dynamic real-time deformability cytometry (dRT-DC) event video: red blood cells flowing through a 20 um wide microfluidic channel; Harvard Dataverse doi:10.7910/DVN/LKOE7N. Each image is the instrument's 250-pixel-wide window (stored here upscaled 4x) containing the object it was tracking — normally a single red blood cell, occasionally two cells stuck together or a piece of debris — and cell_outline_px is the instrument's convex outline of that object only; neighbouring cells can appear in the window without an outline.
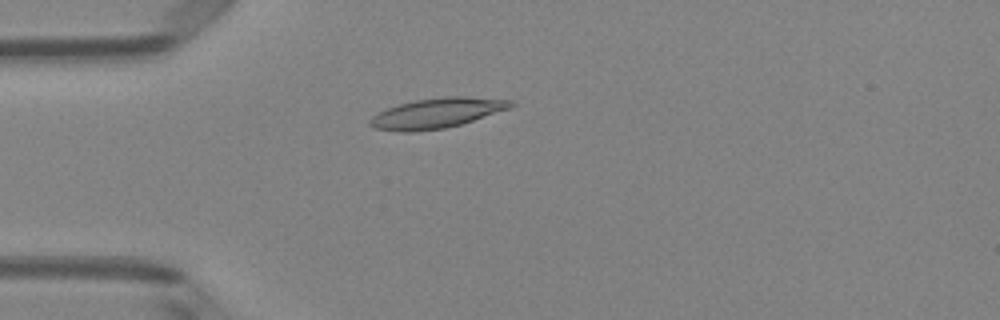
{"species": "Egyptian fruit bat (a non-hibernating species)", "species_latin": "Rousettus aegyptiacus", "temperature_condition": "room temperature", "stored_images_in_passage": 51, "camera_frame_rate_fps": 3000, "um_per_image_px": 0.085, "animal": {"sex": "female"}, "frame": {"image": 1, "passage_image": 14, "time_ms": 4.333, "image_size_px": [1000, 320], "cell_outline_px": [[516, 104], [508, 108], [460, 124], [444, 128], [412, 132], [400, 132], [376, 128], [368, 124], [368, 120], [372, 116], [388, 108], [400, 104], [416, 100], [448, 96], [464, 96], [516, 100]], "centroid_in_image_um": [37.13, 9.61], "position_along_channel_um": 47.9, "area_um2": 24.33}}
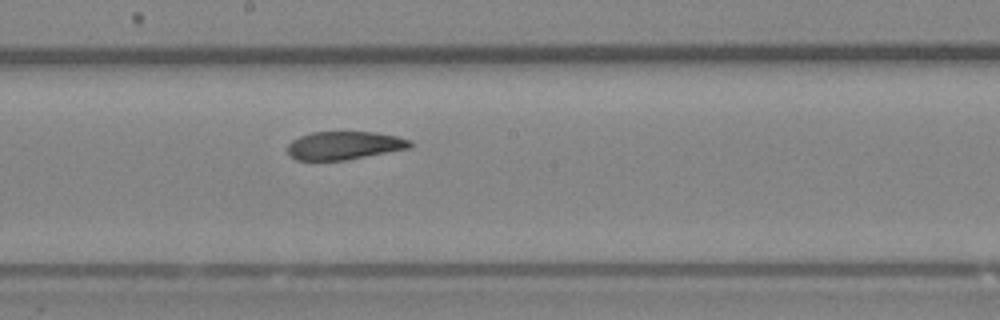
{"frame": {"image": 2, "passage_image": 28, "time_ms": 9.0, "image_size_px": [1000, 320], "cell_outline_px": [[412, 148], [344, 160], [296, 160], [288, 156], [288, 144], [292, 140], [300, 136], [312, 132], [376, 132], [396, 136], [412, 140]], "centroid_in_image_um": [29.27, 12.36], "position_along_channel_um": 218.9, "area_um2": 20.23}}
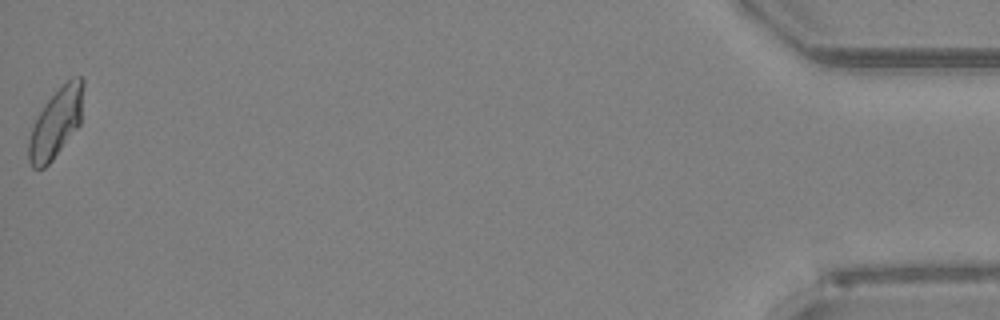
{"frame": {"image": 3, "passage_image": 51, "time_ms": 16.667, "image_size_px": [1000, 320], "cell_outline_px": [[84, 84], [80, 124], [52, 160], [44, 168], [32, 168], [28, 160], [28, 140], [36, 116], [44, 104], [72, 76], [84, 76]], "centroid_in_image_um": [4.76, 10.44], "position_along_channel_um": 430.4, "area_um2": 21.96}, "authors_computed_cell_mechanics": {"area_um2": 21.9062, "velocity_mm_per_s": 3.9971, "shape_relaxation_time_tau1_ms": 10.1041, "shape_relaxation_time_tau2_ms": 2.1122, "deformation_change_tau1": 0.2356, "deformation_change_tau2": 0.0796}}